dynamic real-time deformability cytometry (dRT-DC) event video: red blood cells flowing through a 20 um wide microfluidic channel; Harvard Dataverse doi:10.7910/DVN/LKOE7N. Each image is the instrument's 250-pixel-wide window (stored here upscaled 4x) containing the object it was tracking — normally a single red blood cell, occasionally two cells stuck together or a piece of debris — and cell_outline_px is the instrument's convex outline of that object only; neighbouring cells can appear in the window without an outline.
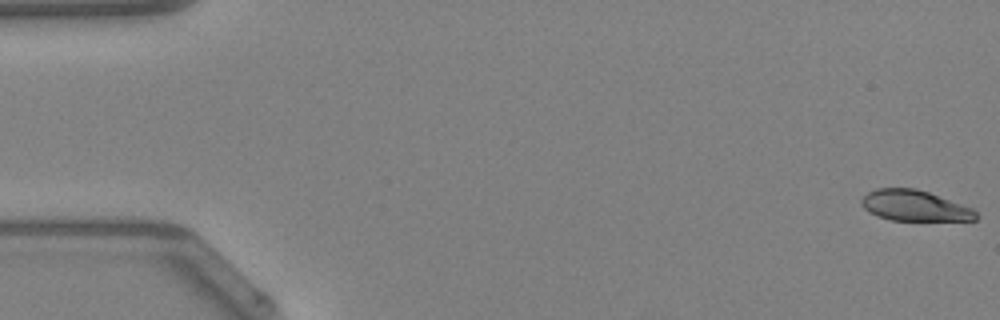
{"species": "Egyptian fruit bat (a non-hibernating species)", "species_latin": "Rousettus aegyptiacus", "temperature_condition": "warm", "stored_images_in_passage": 49, "camera_frame_rate_fps": 3000, "um_per_image_px": 0.085, "animal": {"sex": "female"}, "frame": {"image": 1, "passage_image": 1, "time_ms": 0.0, "image_size_px": [1000, 320], "cell_outline_px": [[980, 216], [976, 220], [892, 220], [876, 216], [868, 212], [860, 204], [860, 200], [868, 192], [876, 188], [916, 188], [928, 192], [972, 208]], "centroid_in_image_um": [77.71, 17.48], "position_along_channel_um": 7.3, "area_um2": 20.46}}
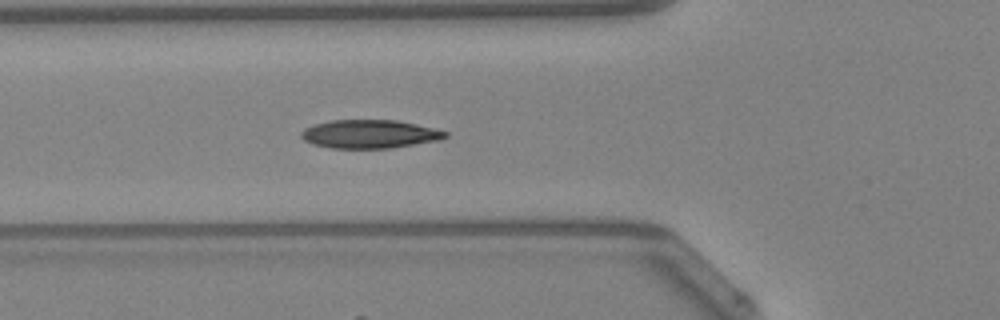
{"frame": {"image": 2, "passage_image": 18, "time_ms": 5.667, "image_size_px": [1000, 320], "cell_outline_px": [[448, 136], [440, 140], [392, 148], [328, 148], [312, 144], [304, 140], [300, 136], [300, 132], [304, 128], [312, 124], [332, 120], [396, 120], [416, 124], [448, 132]], "centroid_in_image_um": [31.38, 11.39], "position_along_channel_um": 94.4, "area_um2": 24.04}, "authors_computed_cell_mechanics": {"area_um2": 22.9466, "velocity_mm_per_s": 4.2575, "shape_relaxation_time_tau1_ms": 6.1081, "shape_relaxation_time_tau2_ms": 1.6838, "deformation_change_tau1": 0.1728, "deformation_change_tau2": 0.0636}}